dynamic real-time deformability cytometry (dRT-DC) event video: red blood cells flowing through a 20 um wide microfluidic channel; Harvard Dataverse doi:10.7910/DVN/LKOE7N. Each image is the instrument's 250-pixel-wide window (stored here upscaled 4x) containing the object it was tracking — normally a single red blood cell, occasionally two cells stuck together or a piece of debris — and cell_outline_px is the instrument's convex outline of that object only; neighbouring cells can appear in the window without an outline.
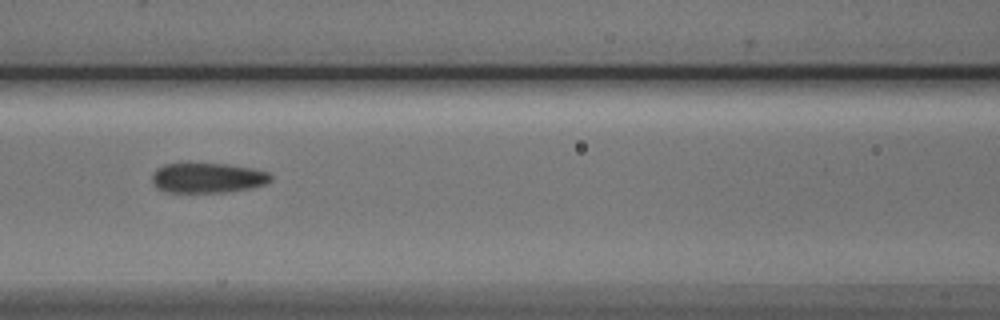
{"species": "Egyptian fruit bat (a non-hibernating species)", "species_latin": "Rousettus aegyptiacus", "temperature_condition": "cold", "stored_images_in_passage": 6, "camera_frame_rate_fps": 3000, "um_per_image_px": 0.085, "animal": {"sex": "male"}, "frame": {"image": 1, "passage_image": 5, "time_ms": 4.667, "image_size_px": [1000, 320], "cell_outline_px": [[272, 180], [264, 184], [252, 188], [224, 192], [164, 192], [156, 188], [152, 184], [152, 172], [156, 168], [164, 164], [188, 160], [228, 164], [252, 168], [268, 172], [272, 176]], "centroid_in_image_um": [17.57, 15.07], "position_along_channel_um": 149.0, "area_um2": 21.79}}